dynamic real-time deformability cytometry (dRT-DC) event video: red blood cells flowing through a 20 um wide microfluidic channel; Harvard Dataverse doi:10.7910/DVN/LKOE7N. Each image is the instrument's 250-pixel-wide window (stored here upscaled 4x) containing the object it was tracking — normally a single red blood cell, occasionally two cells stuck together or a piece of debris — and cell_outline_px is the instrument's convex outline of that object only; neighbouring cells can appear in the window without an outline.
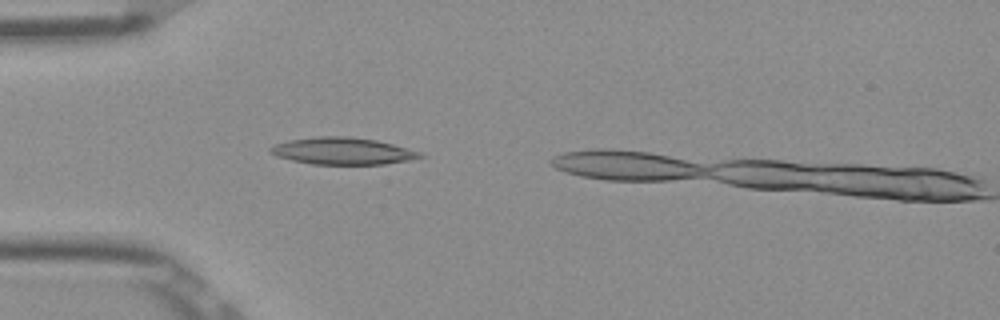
{"species": "Egyptian fruit bat (a non-hibernating species)", "species_latin": "Rousettus aegyptiacus", "temperature_condition": "room temperature", "stored_images_in_passage": 6, "camera_frame_rate_fps": 3000, "um_per_image_px": 0.085, "frame": {"image": 1, "passage_image": 5, "time_ms": 1.333, "image_size_px": [1000, 320], "cell_outline_px": [[424, 156], [408, 160], [384, 164], [312, 164], [292, 160], [276, 156], [268, 152], [268, 148], [276, 144], [288, 140], [320, 136], [348, 136], [376, 140], [392, 144], [420, 152]], "centroid_in_image_um": [29.07, 12.83], "position_along_channel_um": 55.9, "area_um2": 23.35}}